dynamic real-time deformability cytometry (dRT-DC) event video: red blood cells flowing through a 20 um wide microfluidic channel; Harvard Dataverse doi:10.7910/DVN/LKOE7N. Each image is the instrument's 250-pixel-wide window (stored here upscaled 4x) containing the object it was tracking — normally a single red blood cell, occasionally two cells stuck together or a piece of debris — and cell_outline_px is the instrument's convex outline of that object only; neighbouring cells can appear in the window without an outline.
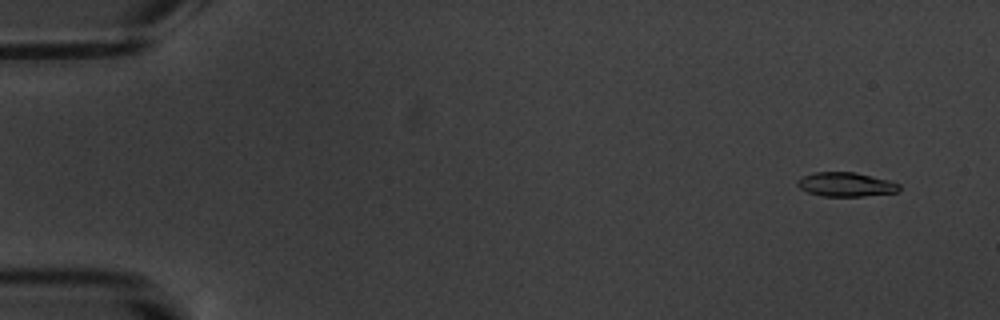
{"species": "common noctule bat (a hibernating species)", "species_latin": "Nyctalus noctula", "temperature_condition": "warm", "stored_images_in_passage": 6, "camera_frame_rate_fps": 3000, "um_per_image_px": 0.085, "animal": {"sex": "male", "body_mass_g": 20.1, "forearm_length_mm": 53.5}, "frame": {"image": 1, "passage_image": 2, "time_ms": 1.0, "image_size_px": [1000, 320], "cell_outline_px": [[900, 188], [896, 192], [864, 196], [820, 196], [808, 192], [800, 188], [796, 184], [796, 180], [804, 176], [816, 172], [856, 172], [888, 180], [900, 184]], "centroid_in_image_um": [71.88, 15.68], "position_along_channel_um": 13.1, "area_um2": 14.28}}
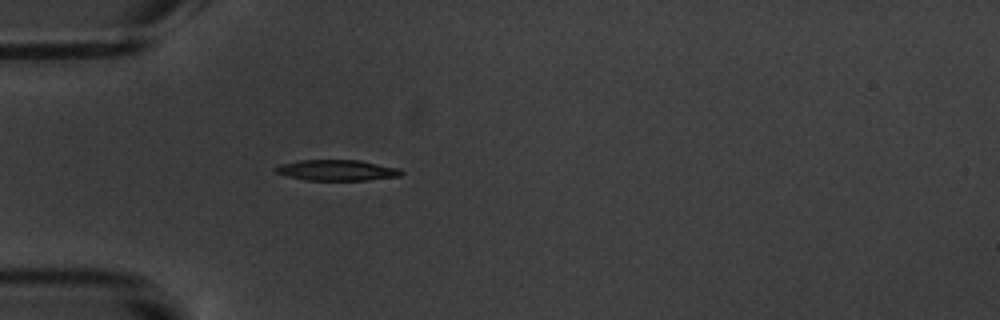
{"frame": {"image": 2, "passage_image": 6, "time_ms": 5.667, "image_size_px": [1000, 320], "cell_outline_px": [[404, 172], [400, 176], [368, 180], [308, 180], [288, 176], [276, 172], [272, 168], [280, 164], [300, 160], [360, 160], [400, 168]], "centroid_in_image_um": [28.66, 14.46], "position_along_channel_um": 56.3, "area_um2": 15.26}}